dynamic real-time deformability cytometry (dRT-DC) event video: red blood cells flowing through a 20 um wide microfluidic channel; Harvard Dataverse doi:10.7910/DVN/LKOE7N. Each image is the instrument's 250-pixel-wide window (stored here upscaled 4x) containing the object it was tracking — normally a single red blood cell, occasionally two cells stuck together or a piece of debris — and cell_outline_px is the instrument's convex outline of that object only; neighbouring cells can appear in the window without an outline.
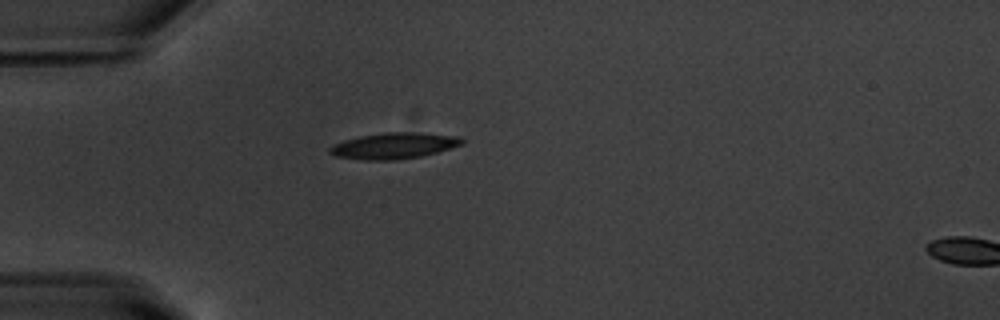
{"species": "common noctule bat (a hibernating species)", "species_latin": "Nyctalus noctula", "temperature_condition": "warm", "stored_images_in_passage": 39, "camera_frame_rate_fps": 3000, "um_per_image_px": 0.085, "animal": {"sex": "male", "body_mass_g": 20.1, "forearm_length_mm": 53.5}, "frame": {"image": 1, "passage_image": 1, "time_ms": 0.0, "image_size_px": [1000, 320], "cell_outline_px": [[464, 144], [436, 152], [420, 156], [396, 160], [364, 160], [336, 156], [328, 152], [328, 148], [332, 144], [344, 140], [360, 136], [384, 132], [412, 132], [460, 136], [464, 140]], "centroid_in_image_um": [33.46, 12.38], "position_along_channel_um": 51.5, "area_um2": 20.11}}
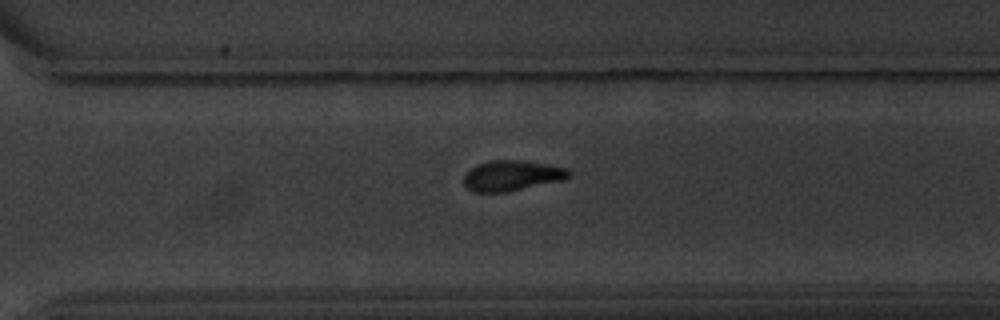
{"frame": {"image": 2, "passage_image": 24, "time_ms": 7.667, "image_size_px": [1000, 320], "cell_outline_px": [[572, 176], [564, 180], [504, 192], [472, 192], [464, 184], [464, 176], [476, 164], [488, 160], [524, 160], [568, 168], [572, 172]], "centroid_in_image_um": [43.54, 14.92], "position_along_channel_um": 327.1, "area_um2": 18.73}}
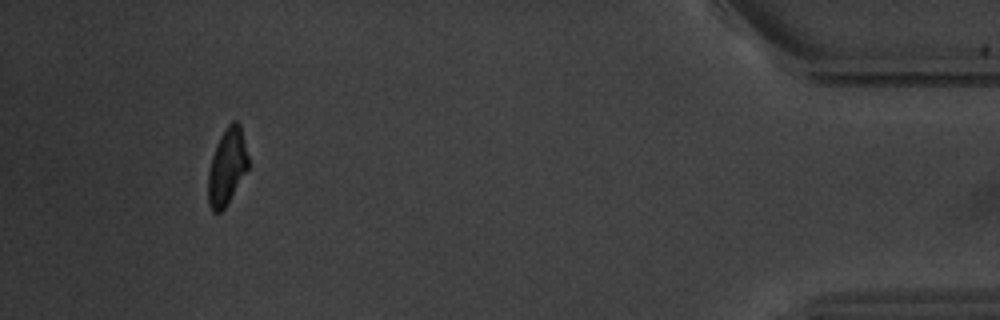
{"frame": {"image": 3, "passage_image": 36, "time_ms": 11.667, "image_size_px": [1000, 320], "cell_outline_px": [[248, 168], [224, 208], [220, 212], [212, 212], [208, 204], [208, 172], [212, 156], [220, 136], [228, 124], [232, 120], [236, 120], [240, 124], [248, 156]], "centroid_in_image_um": [19.28, 14.15], "position_along_channel_um": 415.9, "area_um2": 17.63}, "authors_computed_cell_mechanics": {"area_um2": 19.1896, "velocity_mm_per_s": 3.7552, "shape_relaxation_time_tau1_ms": 3.497, "shape_relaxation_time_tau2_ms": 5.5526, "deformation_change_tau1": 0.1589, "deformation_change_tau2": 0.1251}}